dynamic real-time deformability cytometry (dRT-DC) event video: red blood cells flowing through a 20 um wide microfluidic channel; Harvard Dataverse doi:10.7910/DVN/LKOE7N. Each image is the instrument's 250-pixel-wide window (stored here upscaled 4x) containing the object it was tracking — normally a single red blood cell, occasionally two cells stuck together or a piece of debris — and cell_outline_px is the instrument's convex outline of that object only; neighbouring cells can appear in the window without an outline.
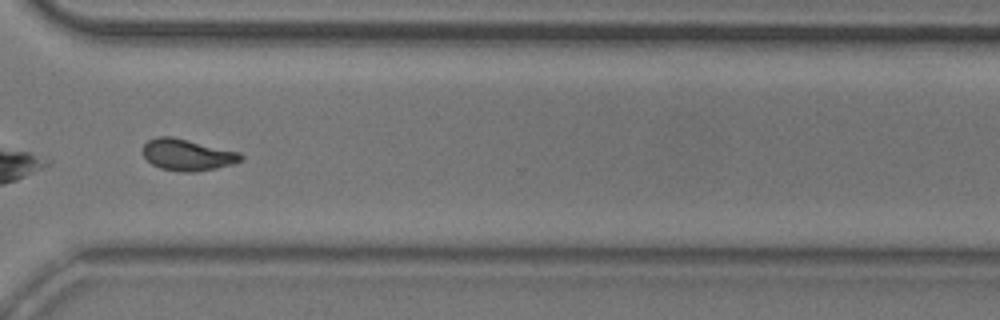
{"species": "common noctule bat (a hibernating species)", "species_latin": "Nyctalus noctula", "temperature_condition": "room temperature", "stored_images_in_passage": 39, "camera_frame_rate_fps": 3000, "um_per_image_px": 0.085, "animal": {"sex": "male", "body_mass_g": 20.5, "forearm_length_mm": 52.5}, "frame": {"image": 1, "passage_image": 28, "time_ms": 9.0, "image_size_px": [1000, 320], "cell_outline_px": [[244, 160], [232, 164], [216, 168], [192, 172], [180, 172], [160, 168], [152, 164], [144, 156], [144, 144], [148, 140], [156, 136], [172, 136], [240, 152], [244, 156]], "centroid_in_image_um": [15.95, 13.15], "position_along_channel_um": 354.7, "area_um2": 18.03}, "authors_computed_cell_mechanics": {"area_um2": 17.5712, "velocity_mm_per_s": 3.7194, "shape_relaxation_time_tau1_ms": 9.1843, "shape_relaxation_time_tau2_ms": 2.8813, "deformation_change_tau1": 0.2076, "deformation_change_tau2": 0.0904}}